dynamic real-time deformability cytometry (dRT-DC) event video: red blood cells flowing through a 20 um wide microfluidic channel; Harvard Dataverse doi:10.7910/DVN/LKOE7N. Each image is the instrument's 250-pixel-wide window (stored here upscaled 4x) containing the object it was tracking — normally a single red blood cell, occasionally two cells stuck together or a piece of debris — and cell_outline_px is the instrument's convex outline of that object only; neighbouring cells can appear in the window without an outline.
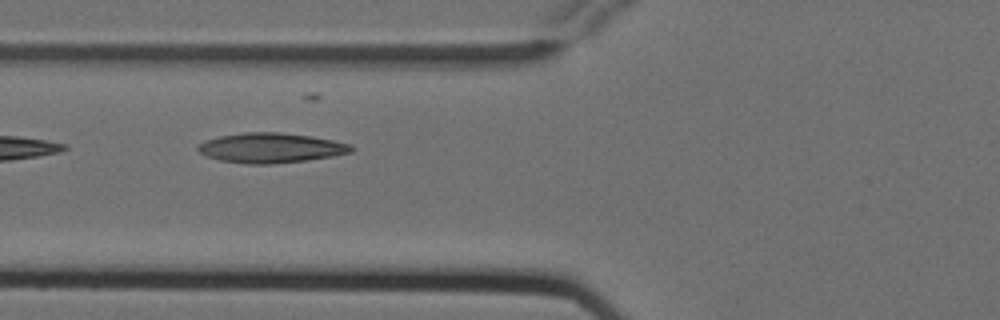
{"species": "Egyptian fruit bat (a non-hibernating species)", "species_latin": "Rousettus aegyptiacus", "temperature_condition": "cold", "stored_images_in_passage": 4, "camera_frame_rate_fps": 3000, "um_per_image_px": 0.085, "animal": {"sex": "female"}, "frame": {"image": 1, "passage_image": 3, "time_ms": 0.667, "image_size_px": [1000, 320], "cell_outline_px": [[356, 148], [352, 152], [332, 156], [304, 160], [272, 164], [244, 164], [220, 160], [208, 156], [200, 152], [196, 148], [204, 140], [220, 136], [244, 132], [280, 132], [312, 136], [332, 140], [348, 144]], "centroid_in_image_um": [23.01, 12.56], "position_along_channel_um": 102.8, "area_um2": 26.59}}
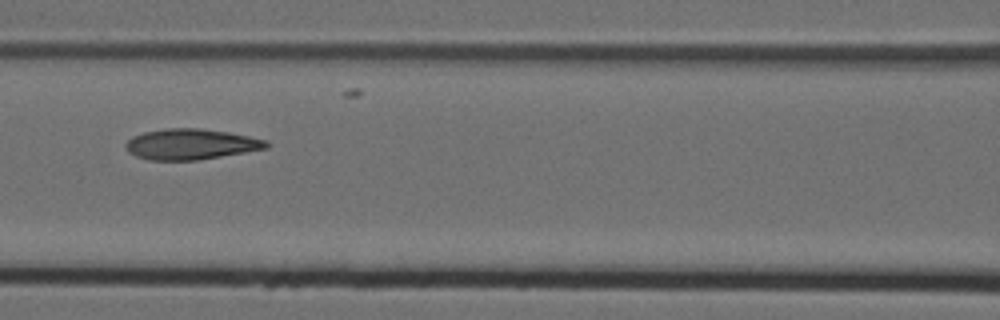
{"frame": {"image": 2, "passage_image": 4, "time_ms": 1.0, "image_size_px": [1000, 320], "cell_outline_px": [[268, 148], [196, 160], [148, 160], [136, 156], [128, 152], [124, 148], [124, 144], [132, 136], [144, 132], [164, 128], [200, 128], [228, 132], [268, 140]], "centroid_in_image_um": [16.17, 12.25], "position_along_channel_um": 150.4, "area_um2": 25.14}}